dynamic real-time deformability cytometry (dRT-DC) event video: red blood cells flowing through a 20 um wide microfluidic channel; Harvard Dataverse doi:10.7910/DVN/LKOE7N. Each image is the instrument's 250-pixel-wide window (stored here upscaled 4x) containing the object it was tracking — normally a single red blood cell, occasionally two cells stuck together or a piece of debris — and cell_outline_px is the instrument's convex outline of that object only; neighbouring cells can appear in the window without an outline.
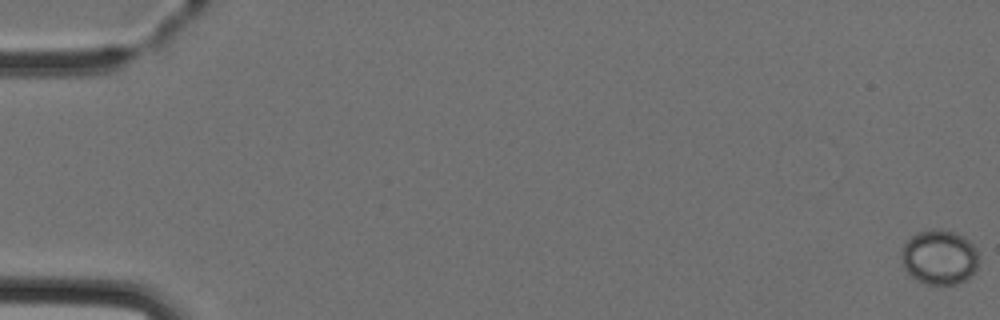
{"species": "Egyptian fruit bat (a non-hibernating species)", "species_latin": "Rousettus aegyptiacus", "temperature_condition": "cold", "stored_images_in_passage": 5, "camera_frame_rate_fps": 3000, "um_per_image_px": 0.085, "animal": {"sex": "female"}, "frame": {"image": 1, "passage_image": 1, "time_ms": 0.0, "image_size_px": [1000, 320], "cell_outline_px": [[976, 268], [964, 280], [956, 284], [928, 284], [916, 280], [904, 268], [900, 260], [900, 252], [904, 244], [912, 236], [920, 232], [936, 228], [940, 228], [956, 232], [964, 236], [976, 248]], "centroid_in_image_um": [79.8, 21.84], "position_along_channel_um": 5.2, "area_um2": 24.51}}
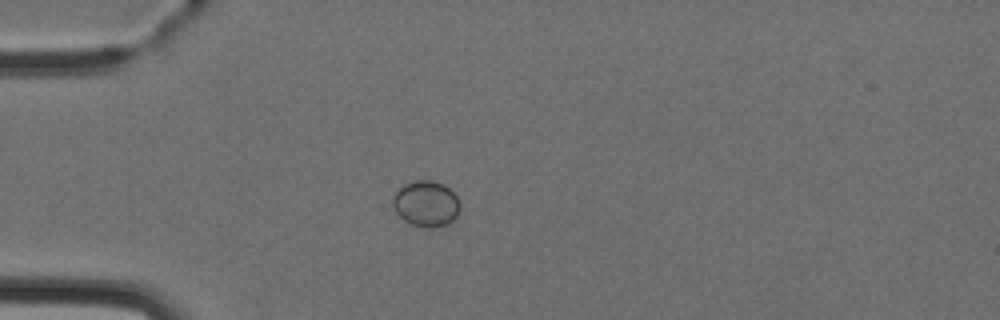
{"frame": {"image": 2, "passage_image": 5, "time_ms": 4.667, "image_size_px": [1000, 320], "cell_outline_px": [[460, 208], [456, 216], [448, 224], [436, 228], [424, 228], [412, 224], [404, 220], [396, 212], [392, 204], [392, 200], [396, 192], [404, 184], [412, 180], [432, 180], [444, 184], [456, 196], [460, 204]], "centroid_in_image_um": [36.22, 17.32], "position_along_channel_um": 48.8, "area_um2": 18.03}}